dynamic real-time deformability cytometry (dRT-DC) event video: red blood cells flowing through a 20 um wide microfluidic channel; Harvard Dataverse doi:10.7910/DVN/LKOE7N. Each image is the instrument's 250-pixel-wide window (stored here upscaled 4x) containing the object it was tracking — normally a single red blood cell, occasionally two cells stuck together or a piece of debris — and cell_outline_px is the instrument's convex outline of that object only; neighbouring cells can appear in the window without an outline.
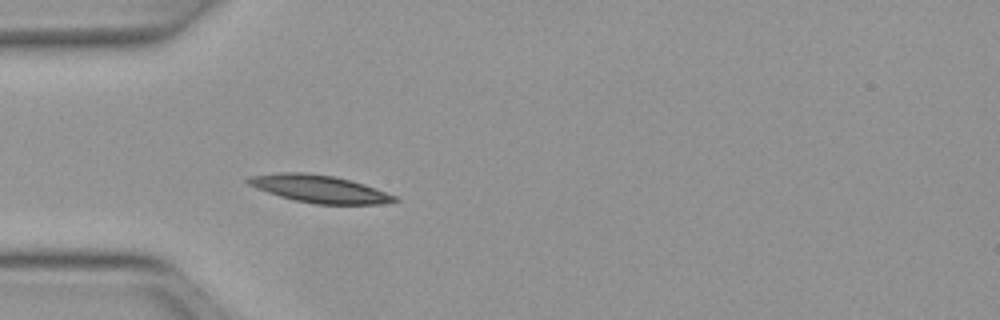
{"species": "Egyptian fruit bat (a non-hibernating species)", "species_latin": "Rousettus aegyptiacus", "temperature_condition": "warm", "stored_images_in_passage": 23, "camera_frame_rate_fps": 3000, "um_per_image_px": 0.085, "animal": {"sex": "female"}, "frame": {"image": 1, "passage_image": 4, "time_ms": 1.0, "image_size_px": [1000, 320], "cell_outline_px": [[400, 200], [380, 204], [316, 204], [296, 200], [280, 196], [256, 188], [248, 184], [244, 180], [248, 176], [280, 172], [304, 172], [336, 176], [364, 184], [396, 196]], "centroid_in_image_um": [27.12, 16.04], "position_along_channel_um": 57.9, "area_um2": 23.41}}
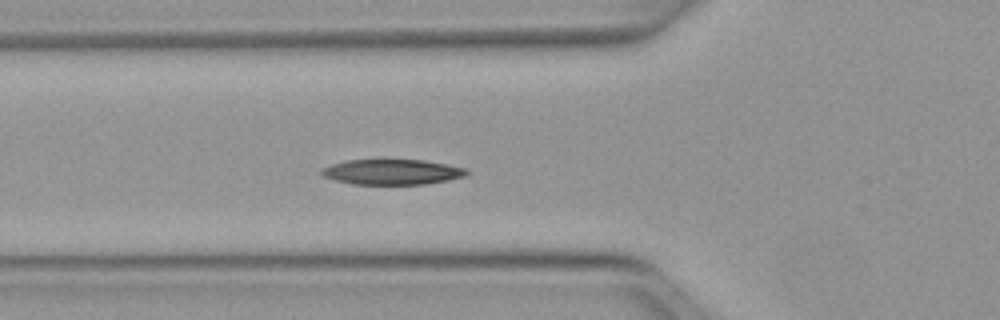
{"frame": {"image": 2, "passage_image": 7, "time_ms": 2.0, "image_size_px": [1000, 320], "cell_outline_px": [[468, 172], [464, 176], [448, 180], [424, 184], [352, 184], [336, 180], [324, 176], [320, 172], [320, 168], [332, 164], [348, 160], [384, 156], [424, 160], [468, 168]], "centroid_in_image_um": [33.3, 14.56], "position_along_channel_um": 92.5, "area_um2": 22.37}}